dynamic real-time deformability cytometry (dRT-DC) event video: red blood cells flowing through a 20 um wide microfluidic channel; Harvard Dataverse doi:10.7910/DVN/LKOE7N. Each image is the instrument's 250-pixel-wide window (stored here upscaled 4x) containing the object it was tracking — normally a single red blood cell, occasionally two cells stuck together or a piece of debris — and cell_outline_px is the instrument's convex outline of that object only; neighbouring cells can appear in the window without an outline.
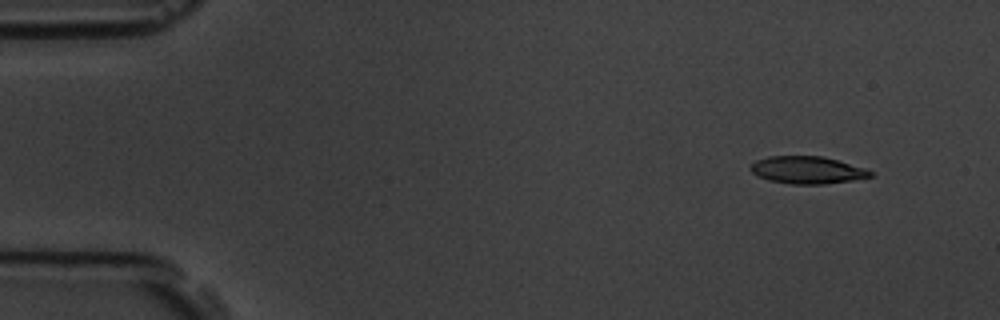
{"species": "common noctule bat (a hibernating species)", "species_latin": "Nyctalus noctula", "temperature_condition": "room temperature", "stored_images_in_passage": 4, "camera_frame_rate_fps": 3000, "um_per_image_px": 0.085, "animal": {"sex": "male", "body_mass_g": 19.5, "forearm_length_mm": 54.6}, "frame": {"image": 1, "passage_image": 2, "time_ms": 1.333, "image_size_px": [1000, 320], "cell_outline_px": [[872, 176], [852, 180], [824, 184], [792, 184], [768, 180], [752, 172], [748, 168], [756, 160], [768, 156], [824, 156], [864, 168], [872, 172]], "centroid_in_image_um": [68.59, 14.45], "position_along_channel_um": 16.4, "area_um2": 18.96}}